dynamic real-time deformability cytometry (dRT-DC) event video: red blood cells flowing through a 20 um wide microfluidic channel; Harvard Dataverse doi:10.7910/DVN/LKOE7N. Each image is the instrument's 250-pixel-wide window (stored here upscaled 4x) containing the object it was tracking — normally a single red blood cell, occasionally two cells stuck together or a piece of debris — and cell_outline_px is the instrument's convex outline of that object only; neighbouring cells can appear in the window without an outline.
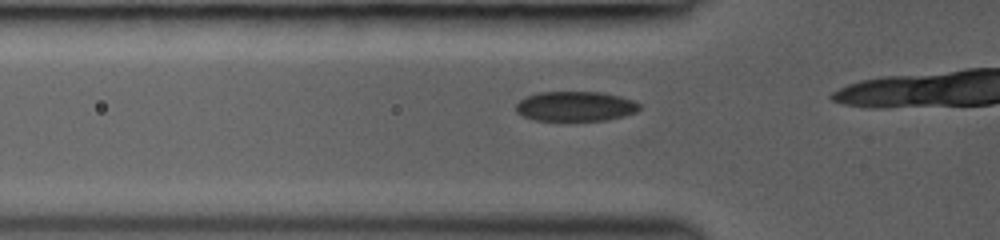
{"species": "common noctule bat (a hibernating species)", "species_latin": "Nyctalus noctula", "temperature_condition": "room temperature", "stored_images_in_passage": 18, "camera_frame_rate_fps": 3000, "um_per_image_px": 0.085, "animal": {"sex": "female", "body_mass_g": 19.0, "forearm_length_mm": 53.3}, "frame": {"image": 1, "passage_image": 11, "time_ms": 2.0, "image_size_px": [1000, 240], "cell_outline_px": [[640, 108], [636, 112], [624, 116], [608, 120], [532, 120], [516, 112], [516, 104], [524, 96], [536, 92], [604, 92], [620, 96], [632, 100], [640, 104]], "centroid_in_image_um": [48.9, 9.03], "position_along_channel_um": 76.9, "area_um2": 21.62}}
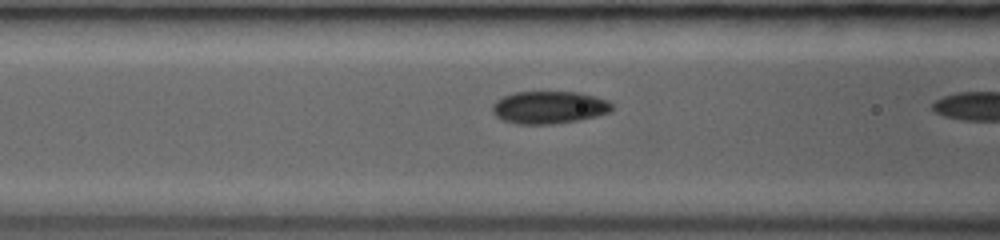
{"frame": {"image": 2, "passage_image": 17, "time_ms": 3.0, "image_size_px": [1000, 240], "cell_outline_px": [[612, 112], [596, 116], [576, 120], [552, 124], [516, 124], [504, 120], [496, 116], [492, 112], [492, 104], [496, 100], [504, 96], [516, 92], [580, 92], [596, 96], [608, 100], [612, 104]], "centroid_in_image_um": [46.68, 9.12], "position_along_channel_um": 119.9, "area_um2": 22.72}}